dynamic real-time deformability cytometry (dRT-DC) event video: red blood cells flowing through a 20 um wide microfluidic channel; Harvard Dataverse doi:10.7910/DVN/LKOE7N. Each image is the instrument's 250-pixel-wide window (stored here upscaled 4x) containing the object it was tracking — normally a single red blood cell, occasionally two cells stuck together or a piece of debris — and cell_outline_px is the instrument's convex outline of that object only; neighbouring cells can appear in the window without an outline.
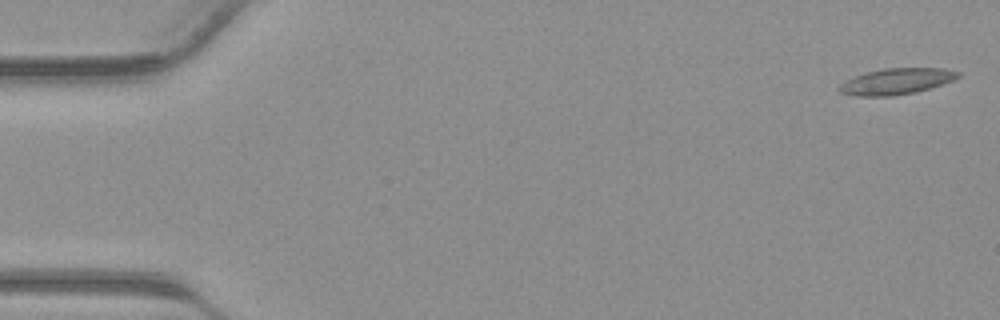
{"species": "common noctule bat (a hibernating species)", "species_latin": "Nyctalus noctula", "temperature_condition": "warm", "stored_images_in_passage": 37, "camera_frame_rate_fps": 3000, "um_per_image_px": 0.085, "animal": {"sex": "male", "body_mass_g": 23.1, "forearm_length_mm": 52.7}, "frame": {"image": 1, "passage_image": 1, "time_ms": 0.0, "image_size_px": [1000, 320], "cell_outline_px": [[960, 76], [944, 84], [916, 92], [892, 96], [856, 96], [840, 92], [836, 88], [840, 84], [856, 76], [868, 72], [884, 68], [944, 68], [960, 72]], "centroid_in_image_um": [76.22, 6.92], "position_along_channel_um": 8.8, "area_um2": 17.98}}
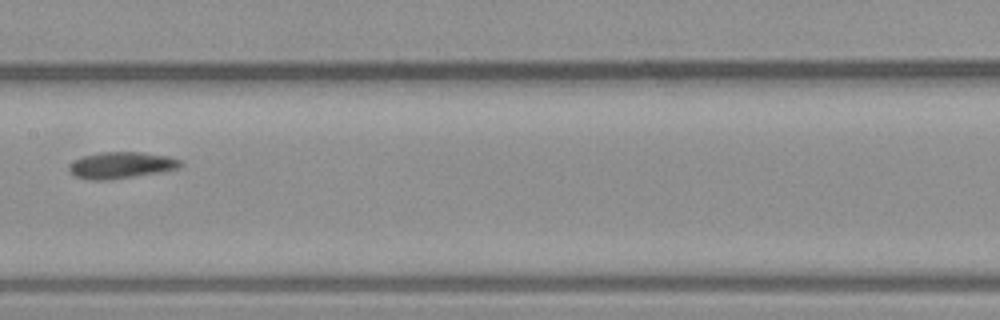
{"frame": {"image": 2, "passage_image": 21, "time_ms": 6.667, "image_size_px": [1000, 320], "cell_outline_px": [[184, 164], [176, 168], [160, 172], [104, 180], [88, 180], [76, 176], [68, 172], [68, 168], [76, 160], [84, 156], [100, 152], [144, 152], [168, 156], [180, 160]], "centroid_in_image_um": [10.3, 14.03], "position_along_channel_um": 197.1, "area_um2": 16.94}}
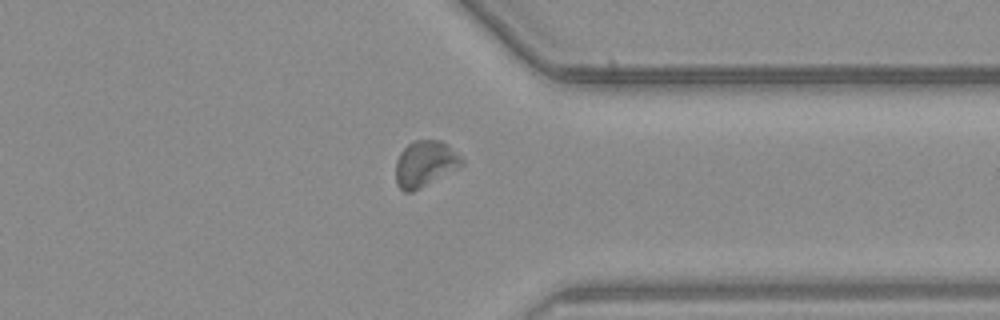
{"frame": {"image": 3, "passage_image": 32, "time_ms": 10.333, "image_size_px": [1000, 320], "cell_outline_px": [[464, 164], [420, 188], [412, 192], [404, 192], [396, 184], [396, 160], [400, 152], [408, 144], [416, 140], [440, 140], [448, 144], [464, 160]], "centroid_in_image_um": [36.11, 13.91], "position_along_channel_um": 375.3, "area_um2": 17.57}}